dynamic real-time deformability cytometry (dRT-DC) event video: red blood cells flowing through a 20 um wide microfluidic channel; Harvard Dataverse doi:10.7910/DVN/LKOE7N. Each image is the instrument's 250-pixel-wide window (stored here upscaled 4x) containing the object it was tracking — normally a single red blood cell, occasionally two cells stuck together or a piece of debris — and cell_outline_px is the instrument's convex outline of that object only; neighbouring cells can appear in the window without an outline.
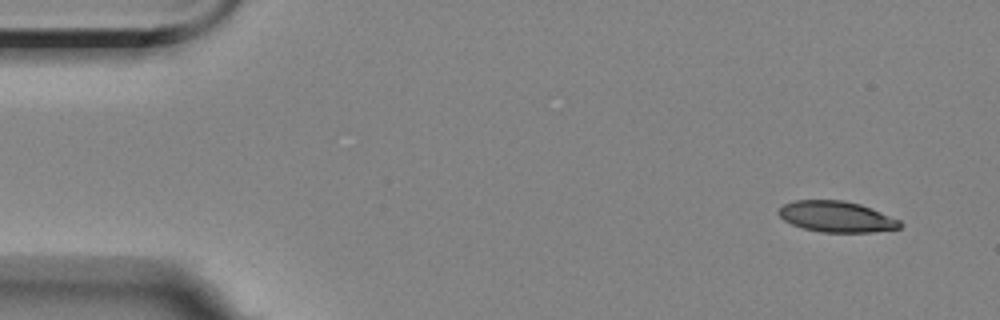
{"species": "Egyptian fruit bat (a non-hibernating species)", "species_latin": "Rousettus aegyptiacus", "temperature_condition": "room temperature", "stored_images_in_passage": 6, "camera_frame_rate_fps": 3000, "um_per_image_px": 0.085, "animal": {"sex": "female"}, "frame": {"image": 1, "passage_image": 1, "time_ms": 0.0, "image_size_px": [1000, 320], "cell_outline_px": [[904, 224], [900, 228], [872, 232], [820, 232], [804, 228], [792, 224], [784, 220], [776, 212], [784, 204], [796, 200], [844, 200], [860, 204], [872, 208], [900, 220]], "centroid_in_image_um": [71.12, 18.41], "position_along_channel_um": 13.9, "area_um2": 21.91}}
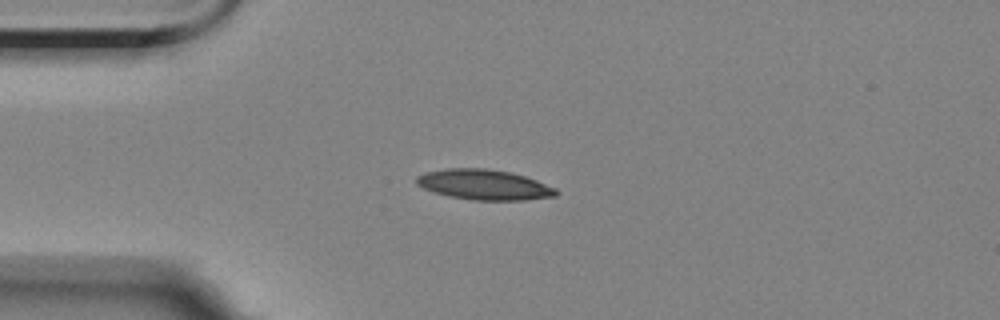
{"frame": {"image": 2, "passage_image": 4, "time_ms": 3.333, "image_size_px": [1000, 320], "cell_outline_px": [[556, 196], [524, 200], [472, 200], [448, 196], [432, 192], [416, 184], [416, 176], [428, 172], [448, 168], [488, 168], [512, 172], [536, 180], [556, 188]], "centroid_in_image_um": [41.13, 15.7], "position_along_channel_um": 43.9, "area_um2": 24.62}}
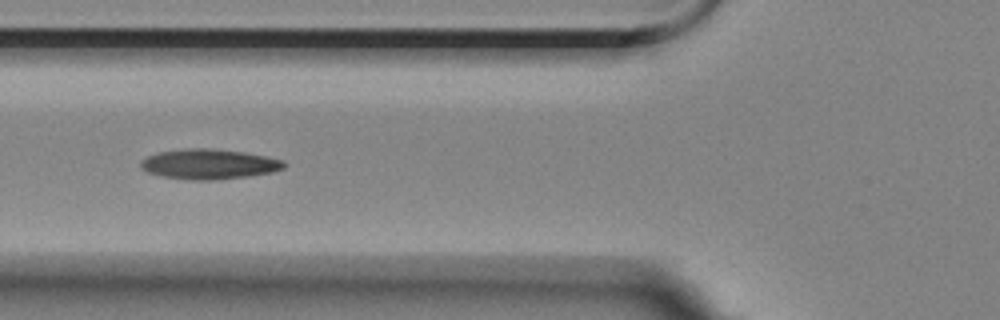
{"frame": {"image": 3, "passage_image": 6, "time_ms": 5.667, "image_size_px": [1000, 320], "cell_outline_px": [[288, 164], [284, 168], [272, 172], [248, 176], [212, 180], [192, 180], [164, 176], [148, 172], [140, 168], [140, 160], [148, 156], [160, 152], [192, 148], [204, 148], [244, 152], [268, 156], [284, 160]], "centroid_in_image_um": [17.81, 13.95], "position_along_channel_um": 108.0, "area_um2": 24.97}}